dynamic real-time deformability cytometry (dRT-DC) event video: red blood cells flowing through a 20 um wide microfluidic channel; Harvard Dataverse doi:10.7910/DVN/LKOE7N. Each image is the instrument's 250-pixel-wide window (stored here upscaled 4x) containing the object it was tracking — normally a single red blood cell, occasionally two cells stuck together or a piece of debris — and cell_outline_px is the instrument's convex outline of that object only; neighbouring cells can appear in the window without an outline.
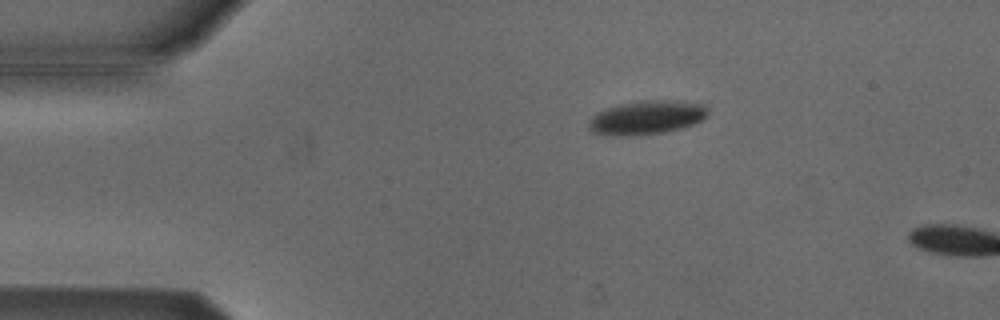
{"species": "Egyptian fruit bat (a non-hibernating species)", "species_latin": "Rousettus aegyptiacus", "temperature_condition": "cold", "stored_images_in_passage": 5, "camera_frame_rate_fps": 3000, "um_per_image_px": 0.085, "animal": {"sex": "male"}, "frame": {"image": 1, "passage_image": 3, "time_ms": 0.667, "image_size_px": [1000, 320], "cell_outline_px": [[708, 116], [692, 124], [680, 128], [664, 132], [628, 136], [604, 136], [592, 132], [588, 128], [588, 124], [592, 116], [596, 112], [604, 108], [620, 104], [640, 100], [676, 100], [704, 104], [708, 108]], "centroid_in_image_um": [54.92, 9.98], "position_along_channel_um": 30.1, "area_um2": 23.81}}